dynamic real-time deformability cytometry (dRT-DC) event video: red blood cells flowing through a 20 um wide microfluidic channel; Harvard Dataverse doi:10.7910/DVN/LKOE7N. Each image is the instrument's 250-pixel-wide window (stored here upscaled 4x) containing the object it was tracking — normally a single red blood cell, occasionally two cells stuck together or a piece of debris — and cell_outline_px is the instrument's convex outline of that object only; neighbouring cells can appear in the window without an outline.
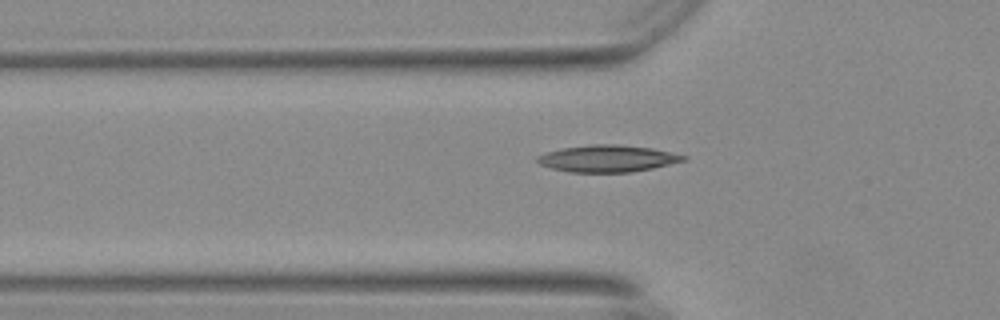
{"species": "Egyptian fruit bat (a non-hibernating species)", "species_latin": "Rousettus aegyptiacus", "temperature_condition": "warm", "stored_images_in_passage": 56, "camera_frame_rate_fps": 3000, "um_per_image_px": 0.085, "animal": {"sex": "female"}, "frame": {"image": 1, "passage_image": 19, "time_ms": 6.0, "image_size_px": [1000, 320], "cell_outline_px": [[688, 156], [684, 160], [652, 168], [628, 172], [568, 172], [552, 168], [540, 164], [536, 160], [536, 156], [544, 152], [560, 148], [588, 144], [620, 144], [652, 148]], "centroid_in_image_um": [51.57, 13.46], "position_along_channel_um": 74.2, "area_um2": 22.89}}
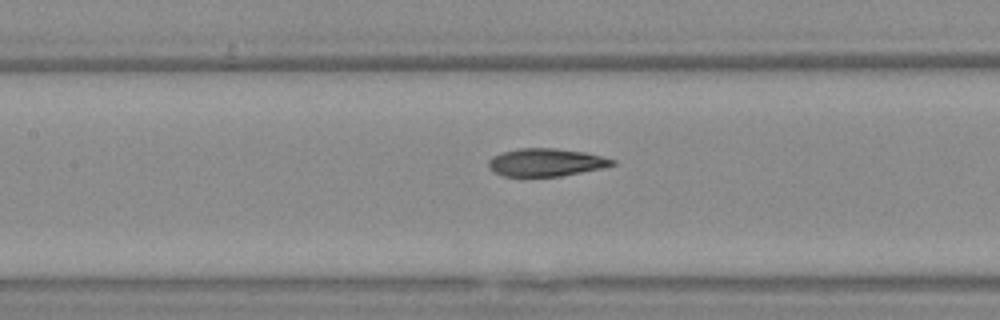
{"frame": {"image": 2, "passage_image": 26, "time_ms": 8.333, "image_size_px": [1000, 320], "cell_outline_px": [[616, 164], [600, 168], [560, 176], [504, 176], [488, 168], [488, 160], [492, 156], [516, 148], [556, 148], [584, 152], [616, 160]], "centroid_in_image_um": [46.38, 13.79], "position_along_channel_um": 161.0, "area_um2": 19.88}}
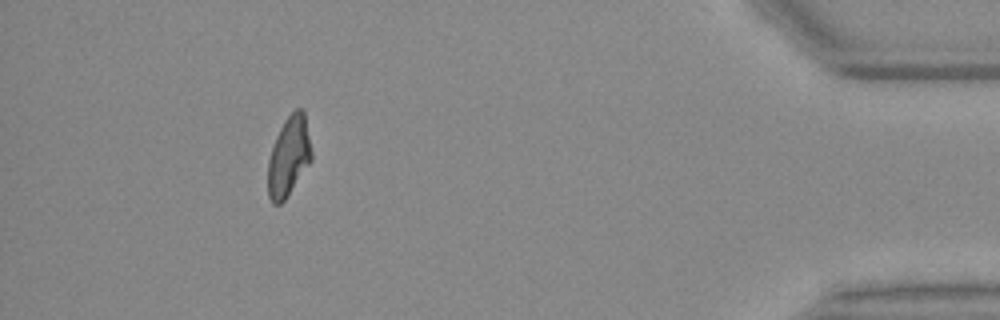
{"frame": {"image": 3, "passage_image": 51, "time_ms": 16.667, "image_size_px": [1000, 320], "cell_outline_px": [[312, 160], [284, 200], [280, 204], [272, 204], [268, 196], [268, 160], [276, 136], [284, 120], [296, 108], [300, 108], [304, 112], [312, 152]], "centroid_in_image_um": [24.54, 13.3], "position_along_channel_um": 410.7, "area_um2": 20.06}}